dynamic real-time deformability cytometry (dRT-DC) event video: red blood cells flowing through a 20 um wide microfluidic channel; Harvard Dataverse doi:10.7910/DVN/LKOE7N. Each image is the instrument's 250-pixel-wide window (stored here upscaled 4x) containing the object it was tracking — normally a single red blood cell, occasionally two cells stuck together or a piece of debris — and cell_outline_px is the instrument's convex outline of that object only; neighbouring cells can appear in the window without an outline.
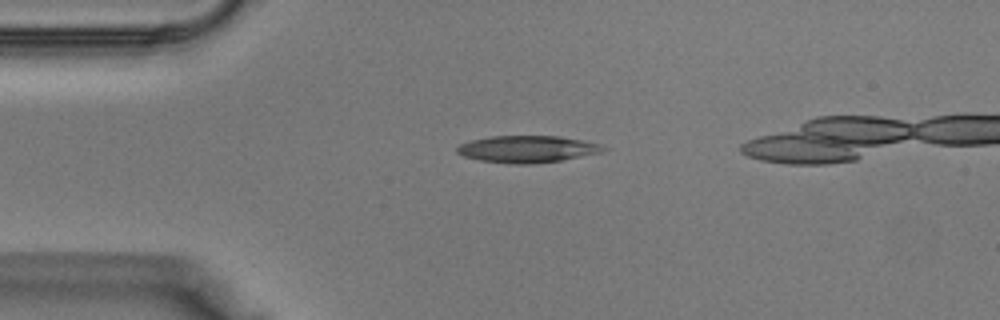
{"species": "Egyptian fruit bat (a non-hibernating species)", "species_latin": "Rousettus aegyptiacus", "temperature_condition": "warm", "stored_images_in_passage": 28, "camera_frame_rate_fps": 3000, "um_per_image_px": 0.085, "animal": {"sex": "male"}, "frame": {"image": 1, "passage_image": 2, "time_ms": 0.333, "image_size_px": [1000, 320], "cell_outline_px": [[608, 148], [604, 152], [560, 160], [528, 164], [508, 164], [480, 160], [464, 156], [456, 152], [456, 148], [460, 144], [472, 140], [492, 136], [560, 136], [600, 144]], "centroid_in_image_um": [44.82, 12.67], "position_along_channel_um": 40.2, "area_um2": 22.83}}
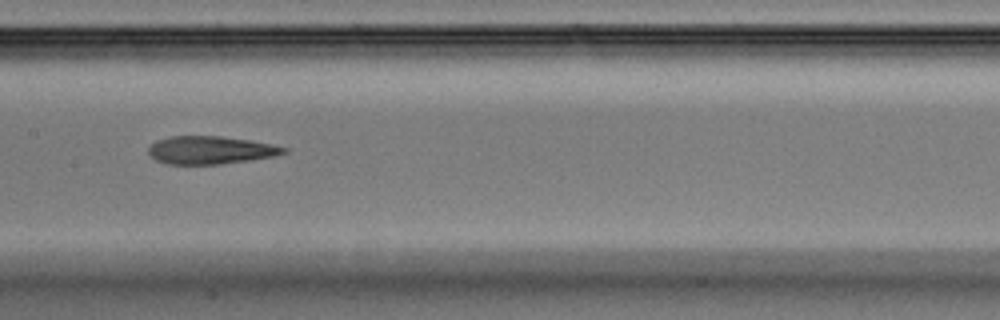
{"frame": {"image": 2, "passage_image": 12, "time_ms": 3.667, "image_size_px": [1000, 320], "cell_outline_px": [[288, 152], [272, 156], [248, 160], [220, 164], [168, 164], [156, 160], [148, 152], [148, 148], [156, 140], [172, 136], [220, 136], [248, 140], [288, 148]], "centroid_in_image_um": [17.85, 12.76], "position_along_channel_um": 189.5, "area_um2": 21.68}}
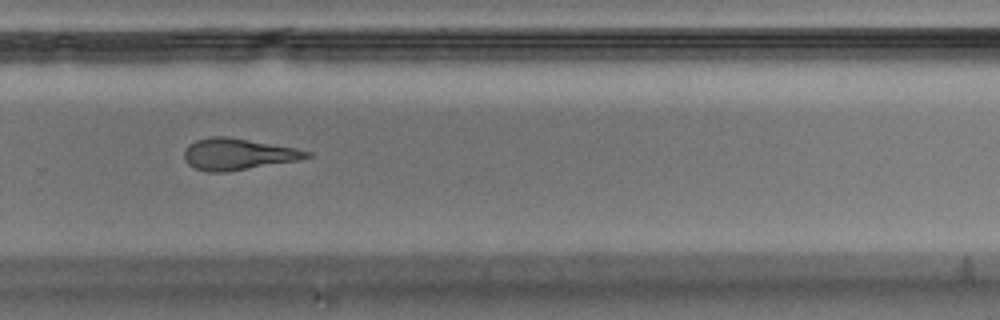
{"frame": {"image": 3, "passage_image": 19, "time_ms": 6.0, "image_size_px": [1000, 320], "cell_outline_px": [[312, 156], [300, 160], [224, 172], [208, 172], [196, 168], [188, 164], [184, 160], [184, 152], [188, 144], [196, 140], [212, 136], [224, 136], [296, 148], [312, 152]], "centroid_in_image_um": [20.22, 13.1], "position_along_channel_um": 309.6, "area_um2": 22.31}}